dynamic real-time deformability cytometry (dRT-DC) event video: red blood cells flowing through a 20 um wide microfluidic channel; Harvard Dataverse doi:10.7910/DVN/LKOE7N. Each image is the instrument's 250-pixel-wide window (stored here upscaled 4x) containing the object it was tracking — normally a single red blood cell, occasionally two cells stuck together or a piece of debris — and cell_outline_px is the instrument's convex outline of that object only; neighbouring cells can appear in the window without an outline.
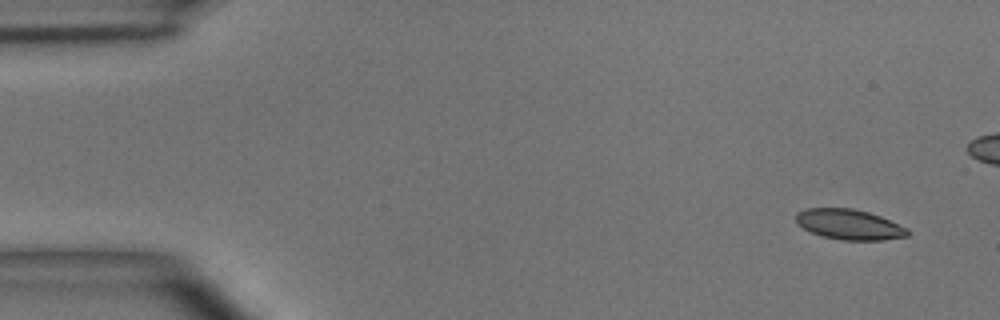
{"species": "common noctule bat (a hibernating species)", "species_latin": "Nyctalus noctula", "temperature_condition": "room temperature", "stored_images_in_passage": 2, "camera_frame_rate_fps": 3000, "um_per_image_px": 0.085, "animal": {"sex": "male", "body_mass_g": 15.6}, "frame": {"image": 1, "passage_image": 1, "time_ms": 0.0, "image_size_px": [1000, 320], "cell_outline_px": [[908, 236], [884, 240], [844, 240], [820, 236], [796, 224], [796, 212], [804, 208], [852, 208], [868, 212], [880, 216], [908, 228]], "centroid_in_image_um": [72.16, 19.07], "position_along_channel_um": 12.8, "area_um2": 19.77}}